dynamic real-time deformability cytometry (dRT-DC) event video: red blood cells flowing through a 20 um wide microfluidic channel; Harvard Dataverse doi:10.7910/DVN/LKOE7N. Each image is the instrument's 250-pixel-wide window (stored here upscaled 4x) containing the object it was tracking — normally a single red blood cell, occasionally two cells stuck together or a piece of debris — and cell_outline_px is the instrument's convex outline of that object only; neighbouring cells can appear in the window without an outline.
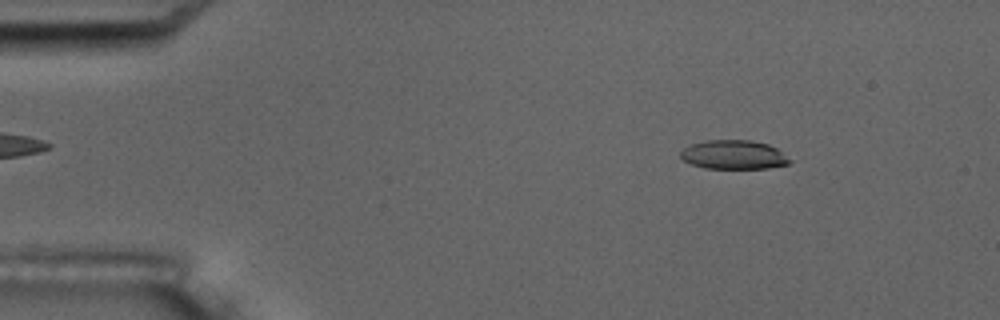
{"species": "common noctule bat (a hibernating species)", "species_latin": "Nyctalus noctula", "temperature_condition": "room temperature", "stored_images_in_passage": 7, "camera_frame_rate_fps": 3000, "um_per_image_px": 0.085, "animal": {"sex": "male", "body_mass_g": 17.5, "forearm_length_mm": 52.3}, "frame": {"image": 1, "passage_image": 2, "time_ms": 1.333, "image_size_px": [1000, 320], "cell_outline_px": [[796, 160], [788, 164], [768, 168], [704, 168], [692, 164], [684, 160], [680, 156], [680, 152], [688, 144], [704, 140], [752, 140], [768, 144], [776, 148]], "centroid_in_image_um": [62.4, 13.14], "position_along_channel_um": 22.6, "area_um2": 18.73}}
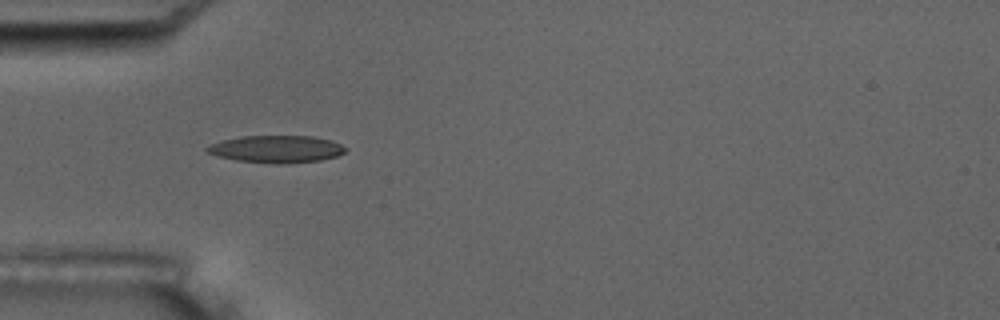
{"frame": {"image": 2, "passage_image": 5, "time_ms": 4.667, "image_size_px": [1000, 320], "cell_outline_px": [[348, 148], [344, 152], [336, 156], [320, 160], [284, 164], [272, 164], [236, 160], [216, 156], [204, 152], [204, 148], [208, 144], [220, 140], [240, 136], [312, 136], [332, 140]], "centroid_in_image_um": [23.42, 12.67], "position_along_channel_um": 61.6, "area_um2": 22.37}}